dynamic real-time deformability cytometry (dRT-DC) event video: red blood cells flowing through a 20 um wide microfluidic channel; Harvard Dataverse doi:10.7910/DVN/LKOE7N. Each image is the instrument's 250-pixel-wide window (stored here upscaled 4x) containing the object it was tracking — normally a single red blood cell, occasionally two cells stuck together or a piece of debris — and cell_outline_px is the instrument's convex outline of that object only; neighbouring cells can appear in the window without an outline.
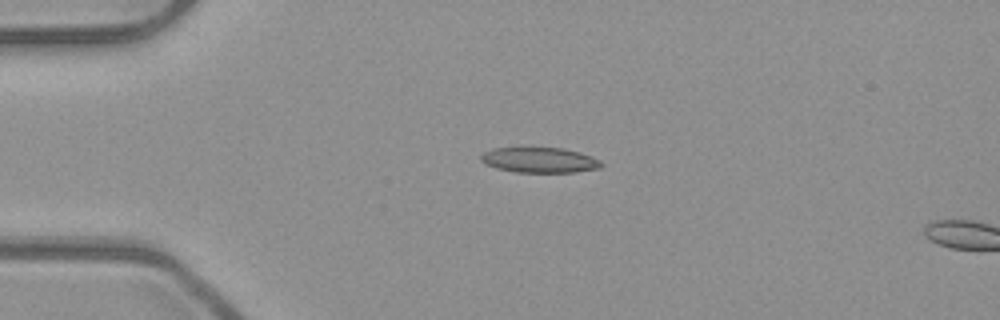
{"species": "common noctule bat (a hibernating species)", "species_latin": "Nyctalus noctula", "temperature_condition": "room temperature", "stored_images_in_passage": 2, "camera_frame_rate_fps": 3000, "um_per_image_px": 0.085, "animal": {"sex": "male", "body_mass_g": 23.1, "forearm_length_mm": 52.7}, "frame": {"image": 1, "passage_image": 1, "time_ms": 0.0, "image_size_px": [1000, 320], "cell_outline_px": [[604, 164], [600, 168], [576, 172], [516, 172], [496, 168], [484, 164], [480, 160], [480, 156], [484, 152], [492, 148], [564, 148], [580, 152], [592, 156], [600, 160]], "centroid_in_image_um": [45.87, 13.6], "position_along_channel_um": 39.1, "area_um2": 17.86}}